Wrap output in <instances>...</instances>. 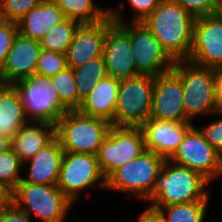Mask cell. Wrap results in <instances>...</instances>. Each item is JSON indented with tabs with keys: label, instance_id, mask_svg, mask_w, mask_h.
<instances>
[{
	"label": "cell",
	"instance_id": "cell-17",
	"mask_svg": "<svg viewBox=\"0 0 222 222\" xmlns=\"http://www.w3.org/2000/svg\"><path fill=\"white\" fill-rule=\"evenodd\" d=\"M192 126V122L162 121L150 117L140 128L144 135L146 150L169 159Z\"/></svg>",
	"mask_w": 222,
	"mask_h": 222
},
{
	"label": "cell",
	"instance_id": "cell-18",
	"mask_svg": "<svg viewBox=\"0 0 222 222\" xmlns=\"http://www.w3.org/2000/svg\"><path fill=\"white\" fill-rule=\"evenodd\" d=\"M41 49L39 41L18 33L7 54L0 79L6 84L13 85L34 74Z\"/></svg>",
	"mask_w": 222,
	"mask_h": 222
},
{
	"label": "cell",
	"instance_id": "cell-35",
	"mask_svg": "<svg viewBox=\"0 0 222 222\" xmlns=\"http://www.w3.org/2000/svg\"><path fill=\"white\" fill-rule=\"evenodd\" d=\"M162 0H128L132 11L133 23L143 22L160 4Z\"/></svg>",
	"mask_w": 222,
	"mask_h": 222
},
{
	"label": "cell",
	"instance_id": "cell-15",
	"mask_svg": "<svg viewBox=\"0 0 222 222\" xmlns=\"http://www.w3.org/2000/svg\"><path fill=\"white\" fill-rule=\"evenodd\" d=\"M150 117L162 121L192 122L185 113L181 77L173 69L155 77Z\"/></svg>",
	"mask_w": 222,
	"mask_h": 222
},
{
	"label": "cell",
	"instance_id": "cell-31",
	"mask_svg": "<svg viewBox=\"0 0 222 222\" xmlns=\"http://www.w3.org/2000/svg\"><path fill=\"white\" fill-rule=\"evenodd\" d=\"M42 0H0V19L18 22Z\"/></svg>",
	"mask_w": 222,
	"mask_h": 222
},
{
	"label": "cell",
	"instance_id": "cell-39",
	"mask_svg": "<svg viewBox=\"0 0 222 222\" xmlns=\"http://www.w3.org/2000/svg\"><path fill=\"white\" fill-rule=\"evenodd\" d=\"M0 201H12V192L0 183Z\"/></svg>",
	"mask_w": 222,
	"mask_h": 222
},
{
	"label": "cell",
	"instance_id": "cell-26",
	"mask_svg": "<svg viewBox=\"0 0 222 222\" xmlns=\"http://www.w3.org/2000/svg\"><path fill=\"white\" fill-rule=\"evenodd\" d=\"M209 201L201 200L152 208L160 212L164 222H204Z\"/></svg>",
	"mask_w": 222,
	"mask_h": 222
},
{
	"label": "cell",
	"instance_id": "cell-12",
	"mask_svg": "<svg viewBox=\"0 0 222 222\" xmlns=\"http://www.w3.org/2000/svg\"><path fill=\"white\" fill-rule=\"evenodd\" d=\"M168 160L198 172L210 183L222 175V156L208 144L195 125L186 132Z\"/></svg>",
	"mask_w": 222,
	"mask_h": 222
},
{
	"label": "cell",
	"instance_id": "cell-37",
	"mask_svg": "<svg viewBox=\"0 0 222 222\" xmlns=\"http://www.w3.org/2000/svg\"><path fill=\"white\" fill-rule=\"evenodd\" d=\"M138 222H164V220L157 209L149 206L141 213Z\"/></svg>",
	"mask_w": 222,
	"mask_h": 222
},
{
	"label": "cell",
	"instance_id": "cell-7",
	"mask_svg": "<svg viewBox=\"0 0 222 222\" xmlns=\"http://www.w3.org/2000/svg\"><path fill=\"white\" fill-rule=\"evenodd\" d=\"M155 77L137 75L121 79L115 107L114 126H141L152 111Z\"/></svg>",
	"mask_w": 222,
	"mask_h": 222
},
{
	"label": "cell",
	"instance_id": "cell-38",
	"mask_svg": "<svg viewBox=\"0 0 222 222\" xmlns=\"http://www.w3.org/2000/svg\"><path fill=\"white\" fill-rule=\"evenodd\" d=\"M217 77V109L222 112V66L215 69Z\"/></svg>",
	"mask_w": 222,
	"mask_h": 222
},
{
	"label": "cell",
	"instance_id": "cell-2",
	"mask_svg": "<svg viewBox=\"0 0 222 222\" xmlns=\"http://www.w3.org/2000/svg\"><path fill=\"white\" fill-rule=\"evenodd\" d=\"M210 182L198 172L165 159L158 173L152 192L150 207L209 200L205 190Z\"/></svg>",
	"mask_w": 222,
	"mask_h": 222
},
{
	"label": "cell",
	"instance_id": "cell-23",
	"mask_svg": "<svg viewBox=\"0 0 222 222\" xmlns=\"http://www.w3.org/2000/svg\"><path fill=\"white\" fill-rule=\"evenodd\" d=\"M28 122L15 86L7 84L0 91V134L11 139Z\"/></svg>",
	"mask_w": 222,
	"mask_h": 222
},
{
	"label": "cell",
	"instance_id": "cell-13",
	"mask_svg": "<svg viewBox=\"0 0 222 222\" xmlns=\"http://www.w3.org/2000/svg\"><path fill=\"white\" fill-rule=\"evenodd\" d=\"M130 46L136 71L140 75L157 77L173 68L175 61L142 22H130Z\"/></svg>",
	"mask_w": 222,
	"mask_h": 222
},
{
	"label": "cell",
	"instance_id": "cell-1",
	"mask_svg": "<svg viewBox=\"0 0 222 222\" xmlns=\"http://www.w3.org/2000/svg\"><path fill=\"white\" fill-rule=\"evenodd\" d=\"M195 18L174 0H162L142 22L174 60H186L193 42Z\"/></svg>",
	"mask_w": 222,
	"mask_h": 222
},
{
	"label": "cell",
	"instance_id": "cell-16",
	"mask_svg": "<svg viewBox=\"0 0 222 222\" xmlns=\"http://www.w3.org/2000/svg\"><path fill=\"white\" fill-rule=\"evenodd\" d=\"M114 23L110 15L96 23L80 24L65 53L67 67L76 68L102 56L107 29Z\"/></svg>",
	"mask_w": 222,
	"mask_h": 222
},
{
	"label": "cell",
	"instance_id": "cell-19",
	"mask_svg": "<svg viewBox=\"0 0 222 222\" xmlns=\"http://www.w3.org/2000/svg\"><path fill=\"white\" fill-rule=\"evenodd\" d=\"M63 155L64 151L60 141L55 138L32 158L23 163L26 165V162H30L29 173L26 177L22 176L20 182L57 185Z\"/></svg>",
	"mask_w": 222,
	"mask_h": 222
},
{
	"label": "cell",
	"instance_id": "cell-34",
	"mask_svg": "<svg viewBox=\"0 0 222 222\" xmlns=\"http://www.w3.org/2000/svg\"><path fill=\"white\" fill-rule=\"evenodd\" d=\"M215 114H221L222 116V112H216ZM199 130L202 132L208 144L222 156V117L212 123H208L204 127H199Z\"/></svg>",
	"mask_w": 222,
	"mask_h": 222
},
{
	"label": "cell",
	"instance_id": "cell-21",
	"mask_svg": "<svg viewBox=\"0 0 222 222\" xmlns=\"http://www.w3.org/2000/svg\"><path fill=\"white\" fill-rule=\"evenodd\" d=\"M119 83L120 79L109 76L100 80L82 100L78 111L88 116L105 119L113 125Z\"/></svg>",
	"mask_w": 222,
	"mask_h": 222
},
{
	"label": "cell",
	"instance_id": "cell-27",
	"mask_svg": "<svg viewBox=\"0 0 222 222\" xmlns=\"http://www.w3.org/2000/svg\"><path fill=\"white\" fill-rule=\"evenodd\" d=\"M79 25L78 21L66 18L39 40L41 48L65 54Z\"/></svg>",
	"mask_w": 222,
	"mask_h": 222
},
{
	"label": "cell",
	"instance_id": "cell-10",
	"mask_svg": "<svg viewBox=\"0 0 222 222\" xmlns=\"http://www.w3.org/2000/svg\"><path fill=\"white\" fill-rule=\"evenodd\" d=\"M146 151L140 126L112 125L96 154L100 170L107 179L115 170Z\"/></svg>",
	"mask_w": 222,
	"mask_h": 222
},
{
	"label": "cell",
	"instance_id": "cell-30",
	"mask_svg": "<svg viewBox=\"0 0 222 222\" xmlns=\"http://www.w3.org/2000/svg\"><path fill=\"white\" fill-rule=\"evenodd\" d=\"M67 67L65 54L41 49L35 73L52 77Z\"/></svg>",
	"mask_w": 222,
	"mask_h": 222
},
{
	"label": "cell",
	"instance_id": "cell-5",
	"mask_svg": "<svg viewBox=\"0 0 222 222\" xmlns=\"http://www.w3.org/2000/svg\"><path fill=\"white\" fill-rule=\"evenodd\" d=\"M13 85L24 107L25 116L30 121L56 125L58 120L69 111L61 102L51 77L34 73Z\"/></svg>",
	"mask_w": 222,
	"mask_h": 222
},
{
	"label": "cell",
	"instance_id": "cell-32",
	"mask_svg": "<svg viewBox=\"0 0 222 222\" xmlns=\"http://www.w3.org/2000/svg\"><path fill=\"white\" fill-rule=\"evenodd\" d=\"M18 33V24L16 22L0 19V72Z\"/></svg>",
	"mask_w": 222,
	"mask_h": 222
},
{
	"label": "cell",
	"instance_id": "cell-25",
	"mask_svg": "<svg viewBox=\"0 0 222 222\" xmlns=\"http://www.w3.org/2000/svg\"><path fill=\"white\" fill-rule=\"evenodd\" d=\"M73 73L79 93V107L95 85L108 76L103 56L90 59L84 65L73 68Z\"/></svg>",
	"mask_w": 222,
	"mask_h": 222
},
{
	"label": "cell",
	"instance_id": "cell-22",
	"mask_svg": "<svg viewBox=\"0 0 222 222\" xmlns=\"http://www.w3.org/2000/svg\"><path fill=\"white\" fill-rule=\"evenodd\" d=\"M65 19L53 0H42L17 22L18 30L21 35L39 41Z\"/></svg>",
	"mask_w": 222,
	"mask_h": 222
},
{
	"label": "cell",
	"instance_id": "cell-40",
	"mask_svg": "<svg viewBox=\"0 0 222 222\" xmlns=\"http://www.w3.org/2000/svg\"><path fill=\"white\" fill-rule=\"evenodd\" d=\"M10 147V139L0 134V154L6 152Z\"/></svg>",
	"mask_w": 222,
	"mask_h": 222
},
{
	"label": "cell",
	"instance_id": "cell-9",
	"mask_svg": "<svg viewBox=\"0 0 222 222\" xmlns=\"http://www.w3.org/2000/svg\"><path fill=\"white\" fill-rule=\"evenodd\" d=\"M109 8L114 23L107 29L103 44V59L109 77L125 79L140 75L131 55L130 24L122 17L124 3Z\"/></svg>",
	"mask_w": 222,
	"mask_h": 222
},
{
	"label": "cell",
	"instance_id": "cell-33",
	"mask_svg": "<svg viewBox=\"0 0 222 222\" xmlns=\"http://www.w3.org/2000/svg\"><path fill=\"white\" fill-rule=\"evenodd\" d=\"M195 19L218 13V7L212 0H174Z\"/></svg>",
	"mask_w": 222,
	"mask_h": 222
},
{
	"label": "cell",
	"instance_id": "cell-4",
	"mask_svg": "<svg viewBox=\"0 0 222 222\" xmlns=\"http://www.w3.org/2000/svg\"><path fill=\"white\" fill-rule=\"evenodd\" d=\"M111 126L105 119L69 110L56 124V138L64 152L96 155Z\"/></svg>",
	"mask_w": 222,
	"mask_h": 222
},
{
	"label": "cell",
	"instance_id": "cell-20",
	"mask_svg": "<svg viewBox=\"0 0 222 222\" xmlns=\"http://www.w3.org/2000/svg\"><path fill=\"white\" fill-rule=\"evenodd\" d=\"M55 138L56 125L30 121L10 139V147L24 163Z\"/></svg>",
	"mask_w": 222,
	"mask_h": 222
},
{
	"label": "cell",
	"instance_id": "cell-43",
	"mask_svg": "<svg viewBox=\"0 0 222 222\" xmlns=\"http://www.w3.org/2000/svg\"><path fill=\"white\" fill-rule=\"evenodd\" d=\"M7 84L0 79V91L6 86Z\"/></svg>",
	"mask_w": 222,
	"mask_h": 222
},
{
	"label": "cell",
	"instance_id": "cell-29",
	"mask_svg": "<svg viewBox=\"0 0 222 222\" xmlns=\"http://www.w3.org/2000/svg\"><path fill=\"white\" fill-rule=\"evenodd\" d=\"M23 166V162L11 148L0 154V183L11 192L17 188L22 179L20 172Z\"/></svg>",
	"mask_w": 222,
	"mask_h": 222
},
{
	"label": "cell",
	"instance_id": "cell-28",
	"mask_svg": "<svg viewBox=\"0 0 222 222\" xmlns=\"http://www.w3.org/2000/svg\"><path fill=\"white\" fill-rule=\"evenodd\" d=\"M61 102L69 110H78L79 93L76 87V80L73 69L66 67L56 75L51 77Z\"/></svg>",
	"mask_w": 222,
	"mask_h": 222
},
{
	"label": "cell",
	"instance_id": "cell-24",
	"mask_svg": "<svg viewBox=\"0 0 222 222\" xmlns=\"http://www.w3.org/2000/svg\"><path fill=\"white\" fill-rule=\"evenodd\" d=\"M67 19L80 24L96 23L109 15V8L100 7L95 0H53Z\"/></svg>",
	"mask_w": 222,
	"mask_h": 222
},
{
	"label": "cell",
	"instance_id": "cell-11",
	"mask_svg": "<svg viewBox=\"0 0 222 222\" xmlns=\"http://www.w3.org/2000/svg\"><path fill=\"white\" fill-rule=\"evenodd\" d=\"M106 189L96 155L64 152L57 187L74 203L83 190Z\"/></svg>",
	"mask_w": 222,
	"mask_h": 222
},
{
	"label": "cell",
	"instance_id": "cell-36",
	"mask_svg": "<svg viewBox=\"0 0 222 222\" xmlns=\"http://www.w3.org/2000/svg\"><path fill=\"white\" fill-rule=\"evenodd\" d=\"M0 222H32L31 217L13 202L4 211Z\"/></svg>",
	"mask_w": 222,
	"mask_h": 222
},
{
	"label": "cell",
	"instance_id": "cell-6",
	"mask_svg": "<svg viewBox=\"0 0 222 222\" xmlns=\"http://www.w3.org/2000/svg\"><path fill=\"white\" fill-rule=\"evenodd\" d=\"M12 202L31 218L38 216L43 222H64L73 202L57 185L19 182L12 192Z\"/></svg>",
	"mask_w": 222,
	"mask_h": 222
},
{
	"label": "cell",
	"instance_id": "cell-14",
	"mask_svg": "<svg viewBox=\"0 0 222 222\" xmlns=\"http://www.w3.org/2000/svg\"><path fill=\"white\" fill-rule=\"evenodd\" d=\"M187 60L213 69L222 66V17L219 13L195 19Z\"/></svg>",
	"mask_w": 222,
	"mask_h": 222
},
{
	"label": "cell",
	"instance_id": "cell-44",
	"mask_svg": "<svg viewBox=\"0 0 222 222\" xmlns=\"http://www.w3.org/2000/svg\"><path fill=\"white\" fill-rule=\"evenodd\" d=\"M218 13L221 15L222 17V5L218 8Z\"/></svg>",
	"mask_w": 222,
	"mask_h": 222
},
{
	"label": "cell",
	"instance_id": "cell-8",
	"mask_svg": "<svg viewBox=\"0 0 222 222\" xmlns=\"http://www.w3.org/2000/svg\"><path fill=\"white\" fill-rule=\"evenodd\" d=\"M165 159L146 150L130 162H126L106 179V190L131 193L149 202V194Z\"/></svg>",
	"mask_w": 222,
	"mask_h": 222
},
{
	"label": "cell",
	"instance_id": "cell-41",
	"mask_svg": "<svg viewBox=\"0 0 222 222\" xmlns=\"http://www.w3.org/2000/svg\"><path fill=\"white\" fill-rule=\"evenodd\" d=\"M12 203V201H0V220L3 216L4 211L8 208V206Z\"/></svg>",
	"mask_w": 222,
	"mask_h": 222
},
{
	"label": "cell",
	"instance_id": "cell-3",
	"mask_svg": "<svg viewBox=\"0 0 222 222\" xmlns=\"http://www.w3.org/2000/svg\"><path fill=\"white\" fill-rule=\"evenodd\" d=\"M172 69L181 77L185 113L191 121L196 115L218 112L215 69L199 66L187 59L176 60Z\"/></svg>",
	"mask_w": 222,
	"mask_h": 222
},
{
	"label": "cell",
	"instance_id": "cell-42",
	"mask_svg": "<svg viewBox=\"0 0 222 222\" xmlns=\"http://www.w3.org/2000/svg\"><path fill=\"white\" fill-rule=\"evenodd\" d=\"M212 1L218 8L222 5V0H212Z\"/></svg>",
	"mask_w": 222,
	"mask_h": 222
}]
</instances>
